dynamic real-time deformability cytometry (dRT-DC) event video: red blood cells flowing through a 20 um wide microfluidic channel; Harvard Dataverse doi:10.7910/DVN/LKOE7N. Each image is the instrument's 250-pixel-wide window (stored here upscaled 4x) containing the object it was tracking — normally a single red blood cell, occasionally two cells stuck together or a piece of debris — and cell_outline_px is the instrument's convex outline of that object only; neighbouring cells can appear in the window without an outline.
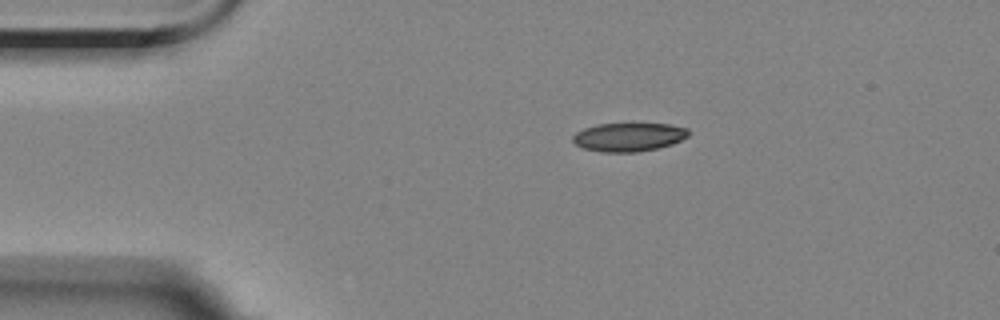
{"species": "Egyptian fruit bat (a non-hibernating species)", "species_latin": "Rousettus aegyptiacus", "temperature_condition": "room temperature", "stored_images_in_passage": 4, "camera_frame_rate_fps": 3000, "um_per_image_px": 0.085, "animal": {"sex": "female"}, "frame": {"image": 1, "passage_image": 1, "time_ms": 0.0, "image_size_px": [1000, 320], "cell_outline_px": [[688, 136], [672, 144], [640, 152], [600, 152], [584, 148], [576, 144], [572, 140], [572, 136], [576, 132], [584, 128], [600, 124], [668, 124], [688, 128]], "centroid_in_image_um": [53.42, 11.65], "position_along_channel_um": 31.6, "area_um2": 19.13}}
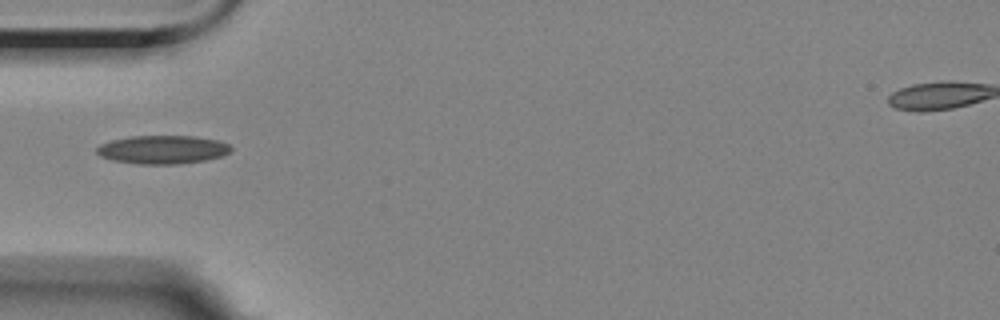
{"frame": {"image": 2, "passage_image": 3, "time_ms": 2.333, "image_size_px": [1000, 320], "cell_outline_px": [[232, 148], [228, 152], [220, 156], [204, 160], [176, 164], [140, 164], [112, 160], [100, 156], [96, 152], [96, 148], [100, 144], [112, 140], [132, 136], [192, 136], [220, 140], [228, 144]], "centroid_in_image_um": [13.8, 12.71], "position_along_channel_um": 71.2, "area_um2": 22.08}}
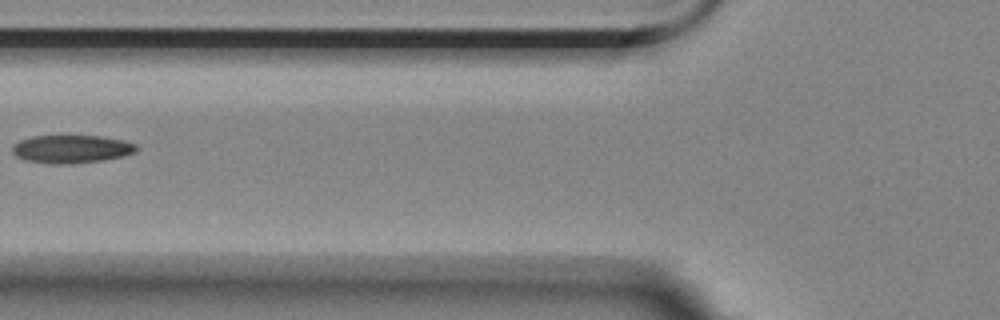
{"frame": {"image": 3, "passage_image": 4, "time_ms": 3.667, "image_size_px": [1000, 320], "cell_outline_px": [[140, 148], [136, 152], [124, 156], [104, 160], [68, 164], [52, 164], [24, 160], [16, 156], [12, 152], [12, 144], [20, 140], [32, 136], [100, 136], [124, 140], [136, 144]], "centroid_in_image_um": [6.09, 12.67], "position_along_channel_um": 119.7, "area_um2": 20.52}}